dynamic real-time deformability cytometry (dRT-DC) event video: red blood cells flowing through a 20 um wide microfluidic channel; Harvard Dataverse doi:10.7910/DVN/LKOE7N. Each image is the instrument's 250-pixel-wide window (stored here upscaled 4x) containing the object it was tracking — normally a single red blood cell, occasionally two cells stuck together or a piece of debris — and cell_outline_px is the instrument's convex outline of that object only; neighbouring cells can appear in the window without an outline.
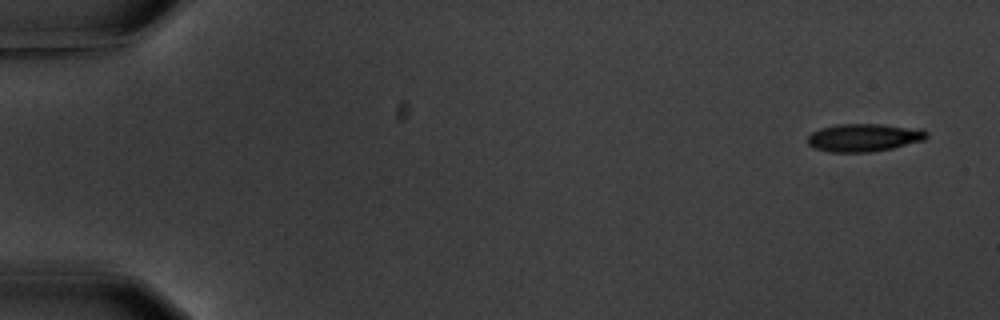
{"species": "common noctule bat (a hibernating species)", "species_latin": "Nyctalus noctula", "temperature_condition": "warm", "stored_images_in_passage": 4, "camera_frame_rate_fps": 3000, "um_per_image_px": 0.085, "animal": {"sex": "male", "body_mass_g": 20.1, "forearm_length_mm": 53.5}, "frame": {"image": 1, "passage_image": 1, "time_ms": 0.0, "image_size_px": [1000, 320], "cell_outline_px": [[928, 136], [924, 140], [892, 148], [872, 152], [828, 152], [816, 148], [808, 144], [808, 136], [812, 132], [820, 128], [836, 124], [880, 124], [924, 128], [928, 132]], "centroid_in_image_um": [73.47, 11.68], "position_along_channel_um": 11.5, "area_um2": 19.54}}
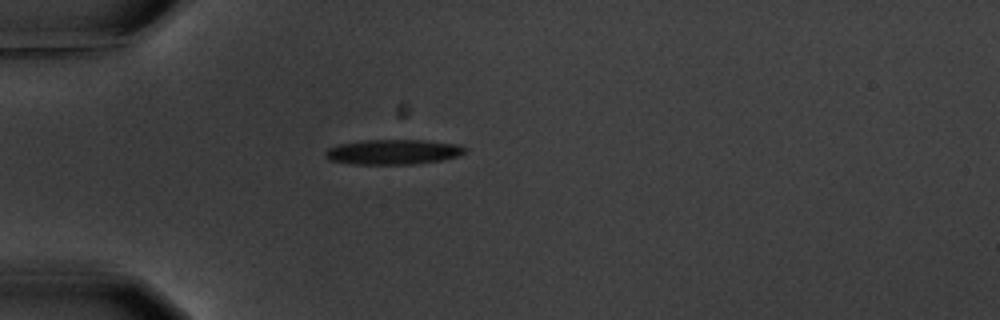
{"frame": {"image": 2, "passage_image": 4, "time_ms": 4.667, "image_size_px": [1000, 320], "cell_outline_px": [[468, 148], [460, 156], [440, 160], [416, 164], [352, 164], [328, 160], [324, 156], [324, 152], [328, 148], [340, 144], [364, 140], [424, 140], [460, 144]], "centroid_in_image_um": [33.43, 12.91], "position_along_channel_um": 51.6, "area_um2": 20.52}}